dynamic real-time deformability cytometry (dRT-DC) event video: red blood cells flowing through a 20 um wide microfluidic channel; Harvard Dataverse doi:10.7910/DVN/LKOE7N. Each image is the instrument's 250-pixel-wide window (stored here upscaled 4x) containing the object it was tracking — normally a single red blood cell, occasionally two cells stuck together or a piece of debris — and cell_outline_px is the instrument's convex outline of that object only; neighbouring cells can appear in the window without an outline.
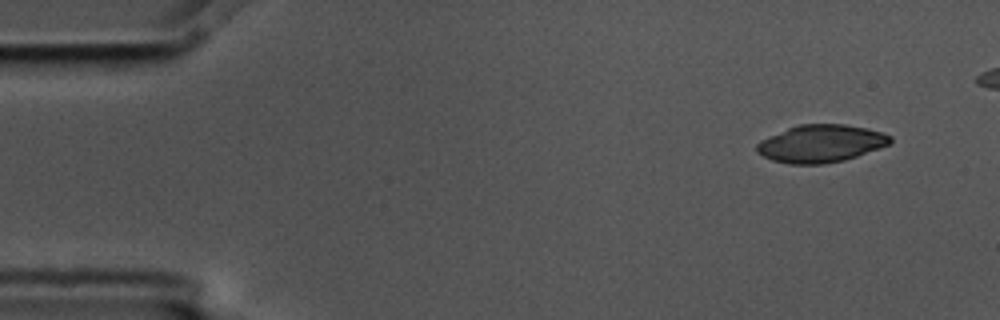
{"species": "common noctule bat (a hibernating species)", "species_latin": "Nyctalus noctula", "temperature_condition": "cold", "stored_images_in_passage": 5, "segment_of_instrument_passage": [1, 2], "camera_frame_rate_fps": 3000, "um_per_image_px": 0.085, "animal": {"sex": "male", "body_mass_g": 17.5, "forearm_length_mm": 52.3}, "frame": {"image": 1, "passage_image": 1, "time_ms": 0.0, "image_size_px": [1000, 320], "cell_outline_px": [[892, 140], [888, 144], [856, 156], [844, 160], [824, 164], [792, 164], [772, 160], [756, 152], [756, 144], [760, 140], [768, 136], [788, 128], [800, 124], [844, 124], [868, 128], [892, 136]], "centroid_in_image_um": [69.74, 12.2], "position_along_channel_um": 15.3, "area_um2": 29.02}}